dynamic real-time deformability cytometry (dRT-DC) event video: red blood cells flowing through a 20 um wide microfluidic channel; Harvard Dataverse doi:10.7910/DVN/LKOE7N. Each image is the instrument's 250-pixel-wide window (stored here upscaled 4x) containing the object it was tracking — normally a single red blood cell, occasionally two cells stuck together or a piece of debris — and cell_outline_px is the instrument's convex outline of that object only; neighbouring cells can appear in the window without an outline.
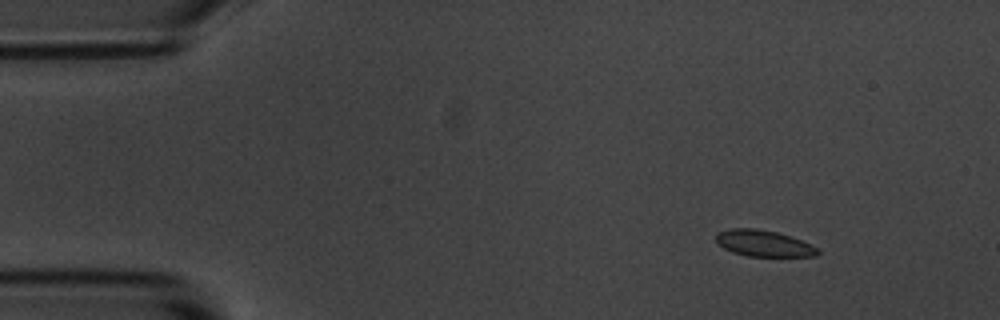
{"species": "common noctule bat (a hibernating species)", "species_latin": "Nyctalus noctula", "temperature_condition": "room temperature", "stored_images_in_passage": 8, "camera_frame_rate_fps": 3000, "um_per_image_px": 0.085, "animal": {"sex": "male", "body_mass_g": 20.1, "forearm_length_mm": 53.5}, "frame": {"image": 1, "passage_image": 2, "time_ms": 1.333, "image_size_px": [1000, 320], "cell_outline_px": [[820, 252], [816, 256], [748, 256], [732, 252], [724, 248], [716, 240], [716, 232], [732, 228], [756, 228], [776, 232], [792, 236], [812, 244], [820, 248]], "centroid_in_image_um": [64.95, 20.68], "position_along_channel_um": 20.0, "area_um2": 15.72}}
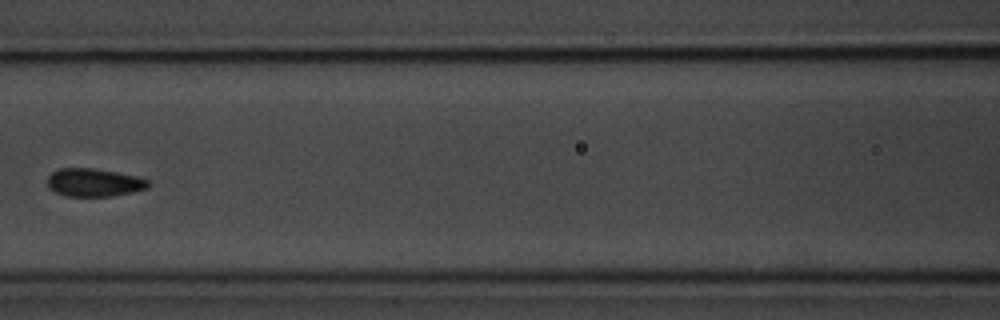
{"frame": {"image": 2, "passage_image": 7, "time_ms": 7.333, "image_size_px": [1000, 320], "cell_outline_px": [[148, 188], [132, 192], [112, 196], [64, 196], [48, 188], [48, 176], [52, 172], [60, 168], [92, 168], [116, 172], [136, 176], [148, 180]], "centroid_in_image_um": [7.96, 15.51], "position_along_channel_um": 158.6, "area_um2": 16.42}}
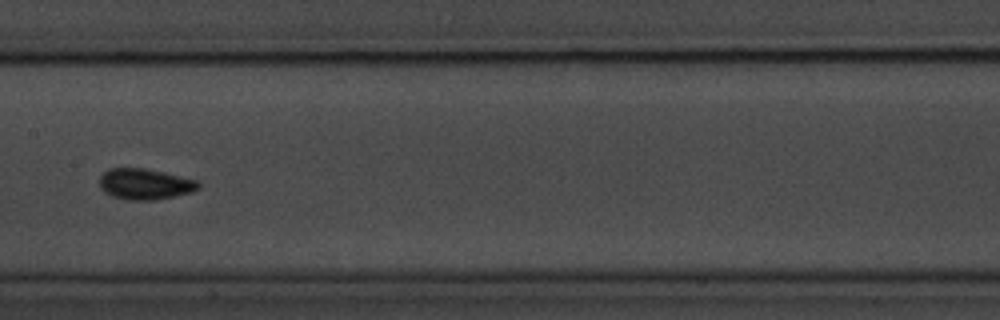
{"frame": {"image": 3, "passage_image": 8, "time_ms": 8.333, "image_size_px": [1000, 320], "cell_outline_px": [[200, 188], [192, 192], [156, 200], [124, 200], [112, 196], [104, 192], [100, 188], [100, 176], [108, 168], [144, 168], [164, 172], [200, 180]], "centroid_in_image_um": [12.34, 15.65], "position_along_channel_um": 195.1, "area_um2": 18.09}}